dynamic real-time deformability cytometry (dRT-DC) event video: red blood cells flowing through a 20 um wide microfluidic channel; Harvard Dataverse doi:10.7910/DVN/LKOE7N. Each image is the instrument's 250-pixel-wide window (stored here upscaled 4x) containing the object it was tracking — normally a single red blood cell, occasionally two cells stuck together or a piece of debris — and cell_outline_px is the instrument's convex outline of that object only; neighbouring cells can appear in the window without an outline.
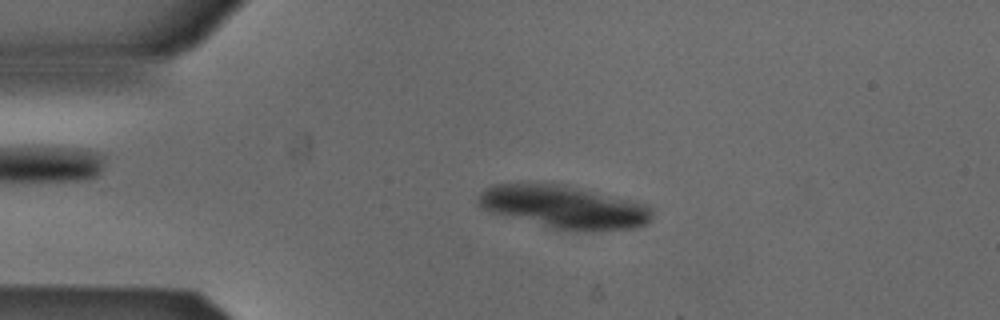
{"species": "Egyptian fruit bat (a non-hibernating species)", "species_latin": "Rousettus aegyptiacus", "temperature_condition": "cold", "stored_images_in_passage": 52, "camera_frame_rate_fps": 3000, "um_per_image_px": 0.085, "animal": {"sex": "male"}, "frame": {"image": 1, "passage_image": 11, "time_ms": 3.333, "image_size_px": [1000, 320], "cell_outline_px": [[652, 216], [644, 224], [636, 228], [592, 232], [576, 232], [552, 228], [488, 212], [476, 200], [480, 192], [492, 184], [560, 184], [628, 200], [644, 204], [652, 208]], "centroid_in_image_um": [47.91, 17.63], "position_along_channel_um": 37.1, "area_um2": 43.23}}
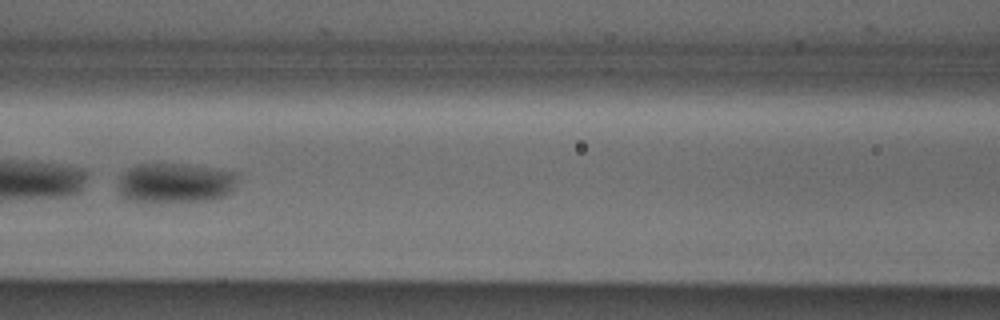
{"frame": {"image": 2, "passage_image": 23, "time_ms": 7.333, "image_size_px": [1000, 320], "cell_outline_px": [[236, 184], [224, 196], [212, 200], [144, 204], [128, 200], [116, 188], [120, 176], [128, 168], [136, 164], [188, 164], [236, 172]], "centroid_in_image_um": [14.82, 15.58], "position_along_channel_um": 151.8, "area_um2": 28.38}}
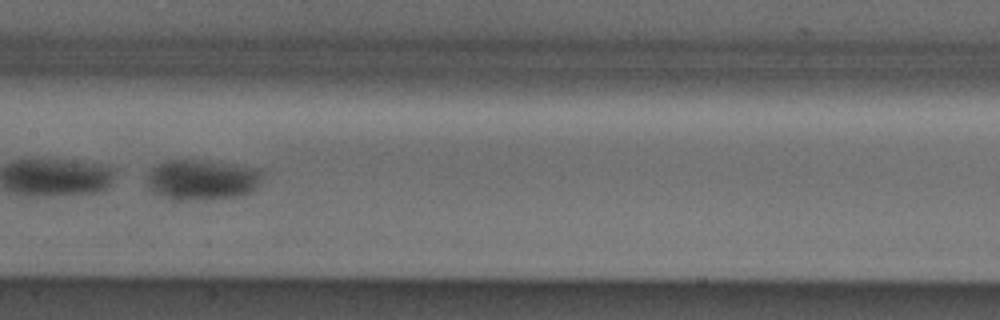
{"frame": {"image": 3, "passage_image": 26, "time_ms": 8.333, "image_size_px": [1000, 320], "cell_outline_px": [[264, 172], [256, 188], [252, 192], [244, 196], [200, 200], [172, 200], [160, 196], [152, 192], [148, 188], [148, 172], [152, 168], [168, 160], [196, 160], [260, 168]], "centroid_in_image_um": [17.19, 15.31], "position_along_channel_um": 190.2, "area_um2": 27.4}}